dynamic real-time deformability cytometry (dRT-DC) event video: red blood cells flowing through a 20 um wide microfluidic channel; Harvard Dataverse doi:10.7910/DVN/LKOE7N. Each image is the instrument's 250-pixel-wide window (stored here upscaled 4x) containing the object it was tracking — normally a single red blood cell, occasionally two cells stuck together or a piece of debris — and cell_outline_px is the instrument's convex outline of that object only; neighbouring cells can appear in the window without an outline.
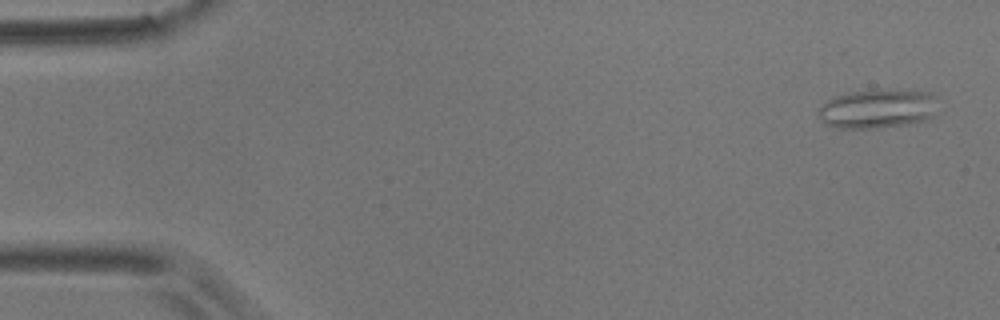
{"species": "common noctule bat (a hibernating species)", "species_latin": "Nyctalus noctula", "temperature_condition": "room temperature", "stored_images_in_passage": 5, "camera_frame_rate_fps": 3000, "um_per_image_px": 0.085, "animal": {"sex": "male", "body_mass_g": 17.9}, "frame": {"image": 1, "passage_image": 1, "time_ms": 0.0, "image_size_px": [1000, 320], "cell_outline_px": [[936, 116], [928, 120], [908, 124], [876, 128], [836, 128], [824, 124], [820, 120], [816, 112], [828, 100], [836, 96], [848, 92], [928, 92], [932, 96]], "centroid_in_image_um": [74.52, 9.31], "position_along_channel_um": 10.5, "area_um2": 26.41}}
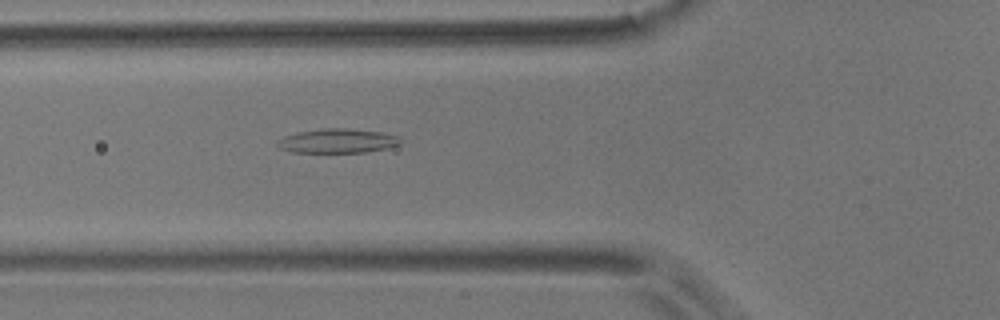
{"frame": {"image": 2, "passage_image": 5, "time_ms": 1.333, "image_size_px": [1000, 320], "cell_outline_px": [[404, 140], [400, 144], [388, 148], [364, 152], [292, 152], [280, 148], [276, 144], [276, 140], [284, 136], [296, 132], [320, 128], [348, 128], [380, 132], [400, 136]], "centroid_in_image_um": [28.7, 11.96], "position_along_channel_um": 97.1, "area_um2": 17.63}}